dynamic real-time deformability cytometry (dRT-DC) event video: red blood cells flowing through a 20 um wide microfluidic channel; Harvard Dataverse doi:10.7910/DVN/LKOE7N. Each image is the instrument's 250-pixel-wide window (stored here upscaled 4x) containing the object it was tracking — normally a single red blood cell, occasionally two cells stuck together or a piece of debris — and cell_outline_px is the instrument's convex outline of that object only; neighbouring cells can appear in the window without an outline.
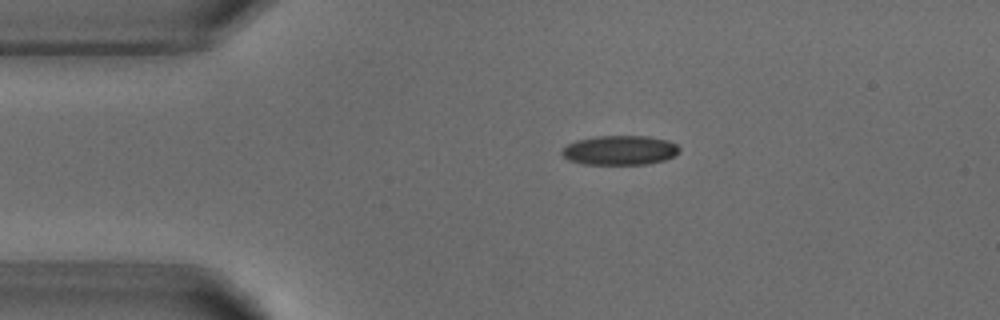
{"species": "common noctule bat (a hibernating species)", "species_latin": "Nyctalus noctula", "temperature_condition": "warm", "stored_images_in_passage": 2, "camera_frame_rate_fps": 3000, "um_per_image_px": 0.085, "animal": {"sex": "male", "body_mass_g": 18.8}, "frame": {"image": 1, "passage_image": 1, "time_ms": 0.0, "image_size_px": [1000, 320], "cell_outline_px": [[680, 152], [664, 160], [648, 164], [584, 164], [568, 160], [560, 152], [568, 144], [576, 140], [596, 136], [648, 136], [668, 140], [676, 144], [680, 148]], "centroid_in_image_um": [52.69, 12.77], "position_along_channel_um": 32.3, "area_um2": 20.17}}